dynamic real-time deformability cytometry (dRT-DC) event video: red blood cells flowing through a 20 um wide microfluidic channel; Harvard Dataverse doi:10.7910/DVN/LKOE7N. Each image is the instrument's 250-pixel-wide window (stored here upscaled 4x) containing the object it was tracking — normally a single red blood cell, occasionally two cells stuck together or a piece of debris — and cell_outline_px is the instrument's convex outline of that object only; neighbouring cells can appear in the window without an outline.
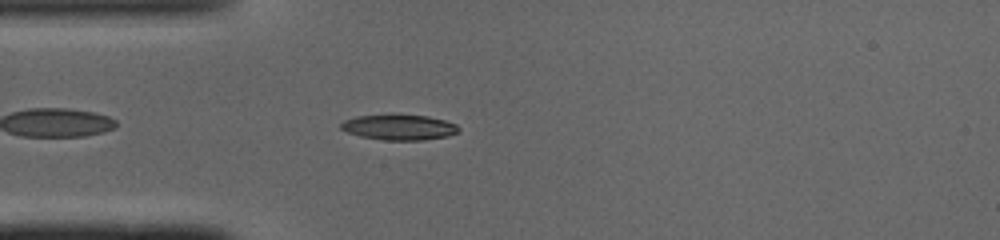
{"species": "common noctule bat (a hibernating species)", "species_latin": "Nyctalus noctula", "temperature_condition": "cold", "stored_images_in_passage": 39, "camera_frame_rate_fps": 3000, "um_per_image_px": 0.085, "animal": {"sex": "male", "body_mass_g": 19.0, "forearm_length_mm": 50.8}, "frame": {"image": 1, "passage_image": 4, "time_ms": 1.0, "image_size_px": [1000, 240], "cell_outline_px": [[460, 128], [456, 132], [448, 136], [424, 140], [384, 140], [360, 136], [348, 132], [340, 128], [340, 124], [344, 120], [356, 116], [428, 116], [444, 120], [456, 124]], "centroid_in_image_um": [33.93, 10.84], "position_along_channel_um": 51.1, "area_um2": 16.99}}
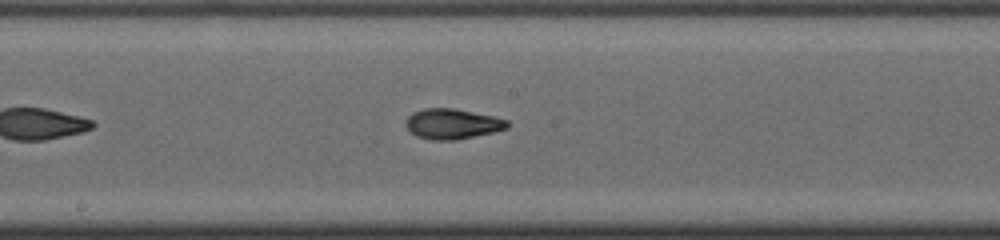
{"frame": {"image": 2, "passage_image": 16, "time_ms": 5.0, "image_size_px": [1000, 240], "cell_outline_px": [[508, 128], [492, 132], [456, 140], [432, 140], [416, 136], [404, 124], [408, 116], [412, 112], [424, 108], [452, 108], [492, 116], [508, 120]], "centroid_in_image_um": [38.41, 10.53], "position_along_channel_um": 209.8, "area_um2": 17.74}}
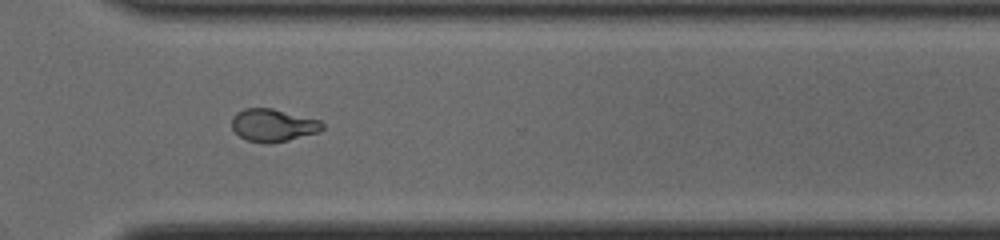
{"frame": {"image": 3, "passage_image": 26, "time_ms": 8.333, "image_size_px": [1000, 240], "cell_outline_px": [[324, 128], [320, 132], [288, 140], [268, 144], [248, 140], [240, 136], [232, 128], [232, 116], [236, 112], [244, 108], [272, 108], [320, 120], [324, 124]], "centroid_in_image_um": [23.22, 10.64], "position_along_channel_um": 347.4, "area_um2": 17.28}, "authors_computed_cell_mechanics": {"area_um2": 17.2822, "velocity_mm_per_s": 4.1192, "shape_relaxation_time_tau1_ms": 3.8855, "shape_relaxation_time_tau2_ms": 1.855, "deformation_change_tau1": 0.1852, "deformation_change_tau2": 0.0755}}